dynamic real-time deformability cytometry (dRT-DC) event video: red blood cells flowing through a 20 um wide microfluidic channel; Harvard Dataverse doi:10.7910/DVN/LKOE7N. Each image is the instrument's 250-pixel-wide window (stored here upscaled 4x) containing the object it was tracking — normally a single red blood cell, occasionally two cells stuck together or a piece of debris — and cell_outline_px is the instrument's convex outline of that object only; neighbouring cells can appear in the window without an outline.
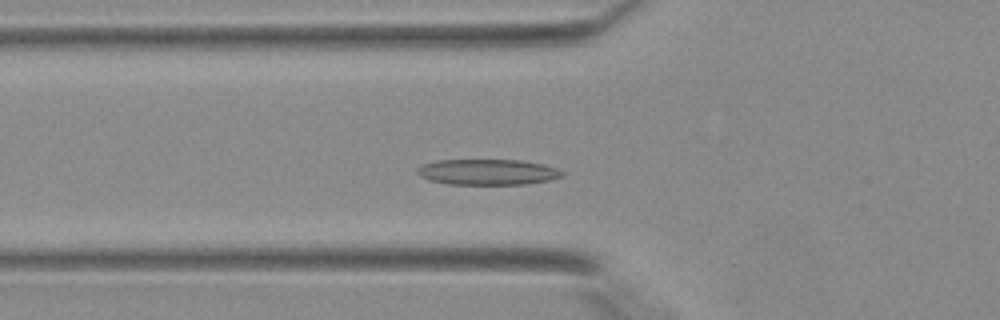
{"species": "Egyptian fruit bat (a non-hibernating species)", "species_latin": "Rousettus aegyptiacus", "temperature_condition": "warm", "stored_images_in_passage": 35, "camera_frame_rate_fps": 3000, "um_per_image_px": 0.085, "animal": {"sex": "female"}, "frame": {"image": 1, "passage_image": 11, "time_ms": 3.333, "image_size_px": [1000, 320], "cell_outline_px": [[564, 176], [548, 180], [524, 184], [448, 184], [428, 180], [420, 176], [416, 172], [416, 168], [424, 164], [440, 160], [520, 160], [544, 164], [556, 168], [564, 172]], "centroid_in_image_um": [41.44, 14.62], "position_along_channel_um": 84.4, "area_um2": 21.68}}
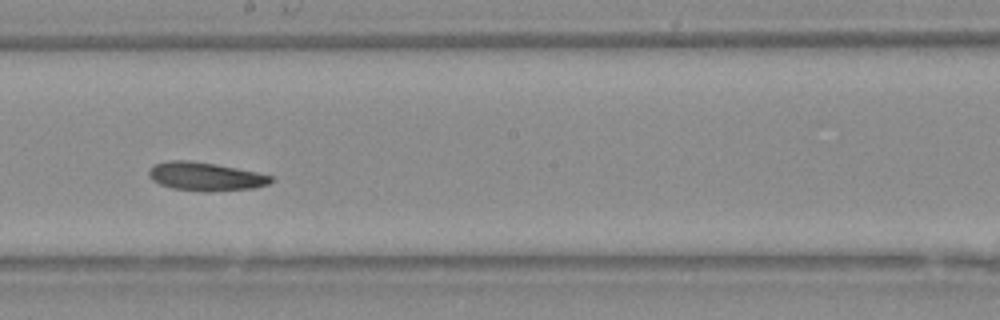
{"frame": {"image": 2, "passage_image": 20, "time_ms": 6.333, "image_size_px": [1000, 320], "cell_outline_px": [[276, 180], [268, 184], [256, 188], [208, 192], [200, 192], [172, 188], [160, 184], [152, 180], [148, 176], [148, 168], [156, 164], [168, 160], [188, 160], [216, 164], [256, 172], [272, 176]], "centroid_in_image_um": [17.46, 15.01], "position_along_channel_um": 230.7, "area_um2": 20.52}}
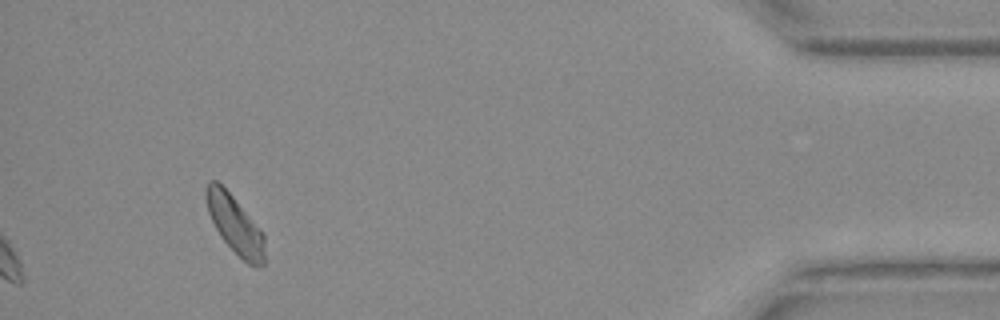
{"frame": {"image": 3, "passage_image": 35, "time_ms": 11.333, "image_size_px": [1000, 320], "cell_outline_px": [[264, 264], [256, 268], [248, 264], [220, 236], [208, 212], [204, 192], [204, 188], [208, 180], [216, 180], [232, 196], [264, 232]], "centroid_in_image_um": [19.97, 19.07], "position_along_channel_um": 415.2, "area_um2": 19.65}}